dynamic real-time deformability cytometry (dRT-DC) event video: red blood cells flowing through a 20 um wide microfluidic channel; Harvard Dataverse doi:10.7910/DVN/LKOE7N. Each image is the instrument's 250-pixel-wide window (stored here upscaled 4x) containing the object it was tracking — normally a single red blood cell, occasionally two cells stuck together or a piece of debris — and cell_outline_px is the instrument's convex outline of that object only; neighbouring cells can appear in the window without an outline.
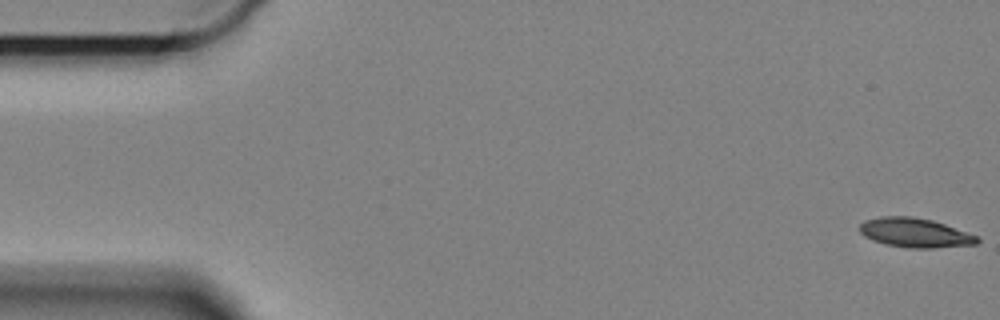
{"species": "Egyptian fruit bat (a non-hibernating species)", "species_latin": "Rousettus aegyptiacus", "temperature_condition": "cold", "stored_images_in_passage": 44, "camera_frame_rate_fps": 3000, "um_per_image_px": 0.085, "animal": {"sex": "female"}, "frame": {"image": 1, "passage_image": 1, "time_ms": 0.0, "image_size_px": [1000, 320], "cell_outline_px": [[980, 240], [976, 244], [932, 248], [908, 248], [884, 244], [872, 240], [864, 236], [860, 232], [860, 224], [864, 220], [880, 216], [912, 216], [932, 220], [944, 224], [976, 236]], "centroid_in_image_um": [77.72, 19.78], "position_along_channel_um": 7.3, "area_um2": 20.0}}
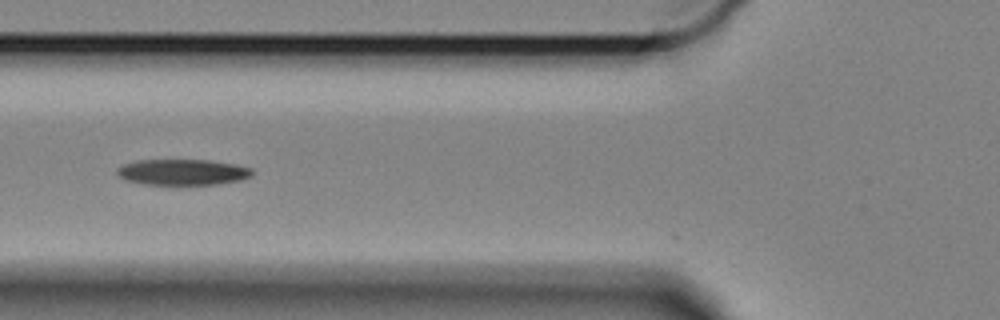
{"frame": {"image": 2, "passage_image": 22, "time_ms": 7.0, "image_size_px": [1000, 320], "cell_outline_px": [[252, 176], [240, 180], [216, 184], [144, 184], [128, 180], [120, 176], [116, 172], [124, 164], [136, 160], [208, 160], [236, 164], [252, 168]], "centroid_in_image_um": [15.57, 14.62], "position_along_channel_um": 110.2, "area_um2": 20.11}}
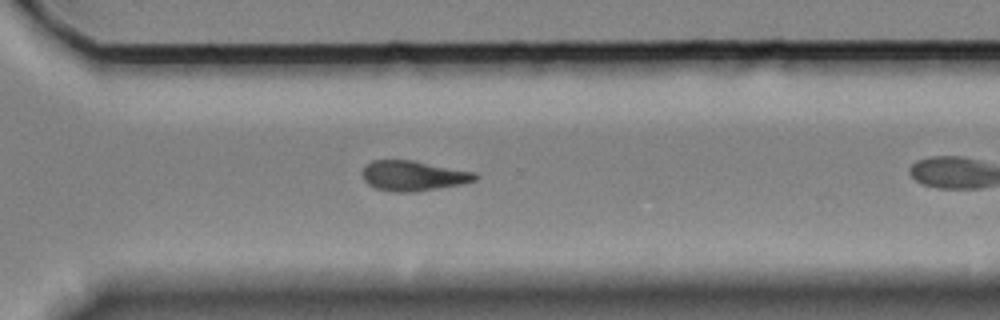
{"frame": {"image": 3, "passage_image": 39, "time_ms": 12.667, "image_size_px": [1000, 320], "cell_outline_px": [[480, 176], [476, 180], [460, 184], [436, 188], [408, 192], [392, 192], [376, 188], [368, 184], [364, 180], [364, 168], [372, 160], [412, 160], [476, 172]], "centroid_in_image_um": [35.16, 14.93], "position_along_channel_um": 335.4, "area_um2": 19.54}}